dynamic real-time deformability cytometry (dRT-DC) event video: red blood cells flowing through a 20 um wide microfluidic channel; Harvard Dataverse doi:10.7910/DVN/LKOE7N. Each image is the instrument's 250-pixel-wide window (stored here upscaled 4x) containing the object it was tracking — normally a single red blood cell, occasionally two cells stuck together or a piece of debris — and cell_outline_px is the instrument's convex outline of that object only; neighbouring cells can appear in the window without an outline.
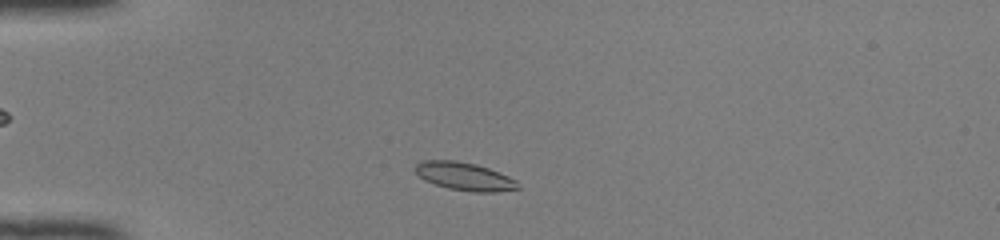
{"species": "common noctule bat (a hibernating species)", "species_latin": "Nyctalus noctula", "temperature_condition": "room temperature", "stored_images_in_passage": 41, "camera_frame_rate_fps": 3000, "um_per_image_px": 0.085, "animal": {"sex": "female", "body_mass_g": 22.0, "forearm_length_mm": 56.7}, "frame": {"image": 1, "passage_image": 5, "time_ms": 1.333, "image_size_px": [1000, 240], "cell_outline_px": [[520, 188], [496, 192], [472, 192], [448, 188], [424, 180], [416, 172], [416, 164], [424, 160], [456, 160], [476, 164], [488, 168], [508, 176], [516, 180], [520, 184]], "centroid_in_image_um": [39.51, 14.99], "position_along_channel_um": 45.5, "area_um2": 16.7}}
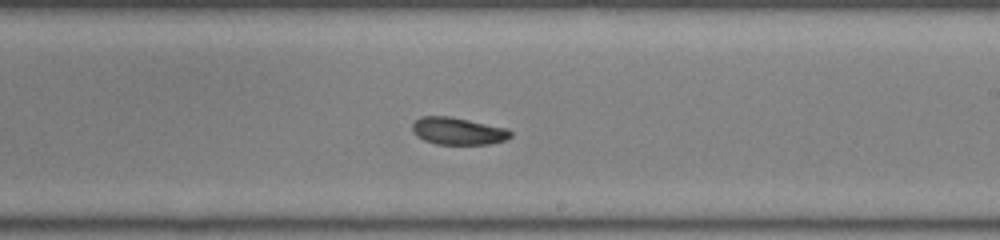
{"frame": {"image": 2, "passage_image": 22, "time_ms": 7.0, "image_size_px": [1000, 240], "cell_outline_px": [[512, 136], [504, 140], [492, 144], [436, 144], [424, 140], [416, 136], [412, 128], [412, 124], [420, 116], [448, 116], [508, 128], [512, 132]], "centroid_in_image_um": [38.94, 11.14], "position_along_channel_um": 250.1, "area_um2": 15.61}}
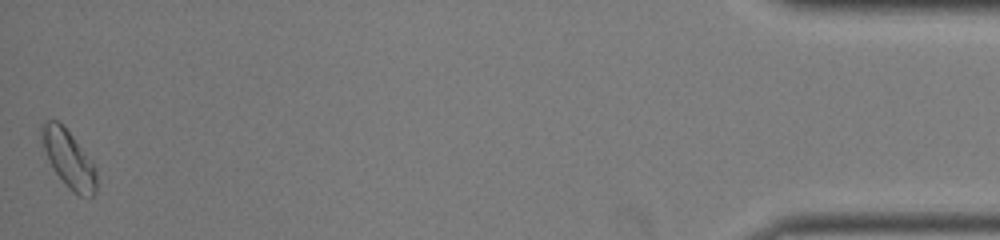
{"frame": {"image": 3, "passage_image": 41, "time_ms": 13.333, "image_size_px": [1000, 240], "cell_outline_px": [[96, 192], [92, 196], [80, 196], [72, 192], [64, 184], [56, 172], [44, 148], [40, 132], [40, 124], [48, 120], [56, 120], [64, 124], [96, 168]], "centroid_in_image_um": [5.84, 13.49], "position_along_channel_um": 429.4, "area_um2": 18.09}, "authors_computed_cell_mechanics": {"area_um2": 16.0684, "velocity_mm_per_s": 4.1064, "shape_relaxation_time_tau1_ms": null, "shape_relaxation_time_tau2_ms": 3.0211, "deformation_change_tau1": null, "deformation_change_tau2": 0.0717}}